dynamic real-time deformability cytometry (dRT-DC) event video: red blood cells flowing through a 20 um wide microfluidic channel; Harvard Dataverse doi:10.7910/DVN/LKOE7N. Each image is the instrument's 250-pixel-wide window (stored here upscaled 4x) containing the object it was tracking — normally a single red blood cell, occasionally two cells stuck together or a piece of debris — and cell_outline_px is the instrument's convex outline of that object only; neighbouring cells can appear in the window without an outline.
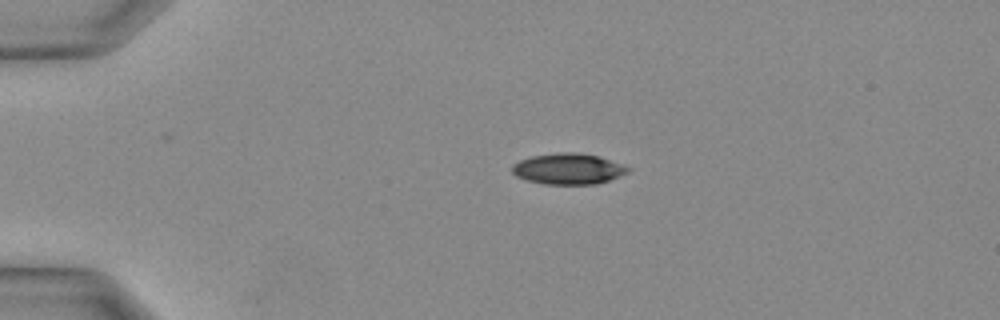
{"species": "Egyptian fruit bat (a non-hibernating species)", "species_latin": "Rousettus aegyptiacus", "temperature_condition": "warm", "stored_images_in_passage": 26, "camera_frame_rate_fps": 3000, "um_per_image_px": 0.085, "animal": {"sex": "female"}, "frame": {"image": 1, "passage_image": 1, "time_ms": 0.0, "image_size_px": [1000, 320], "cell_outline_px": [[632, 168], [628, 172], [608, 180], [596, 184], [544, 184], [528, 180], [516, 176], [512, 172], [512, 164], [520, 160], [532, 156], [560, 152], [576, 152], [596, 156], [624, 164]], "centroid_in_image_um": [48.3, 14.35], "position_along_channel_um": 36.7, "area_um2": 20.75}}
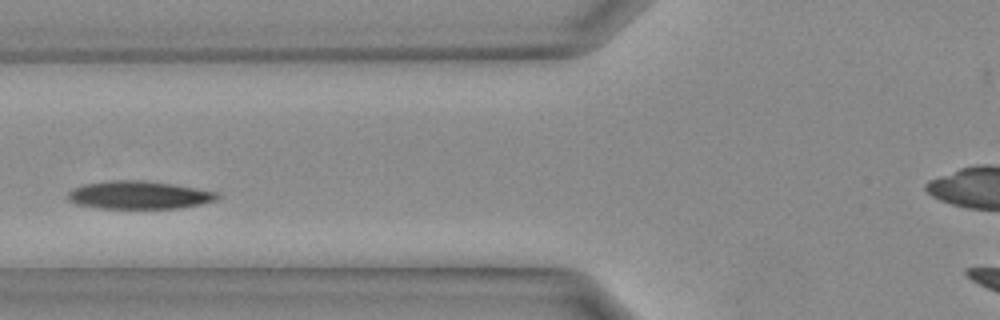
{"frame": {"image": 2, "passage_image": 8, "time_ms": 2.333, "image_size_px": [1000, 320], "cell_outline_px": [[220, 196], [216, 200], [200, 204], [180, 208], [100, 208], [76, 204], [68, 200], [68, 192], [72, 188], [84, 184], [108, 180], [144, 180], [172, 184], [220, 192]], "centroid_in_image_um": [11.81, 16.57], "position_along_channel_um": 114.0, "area_um2": 24.45}}
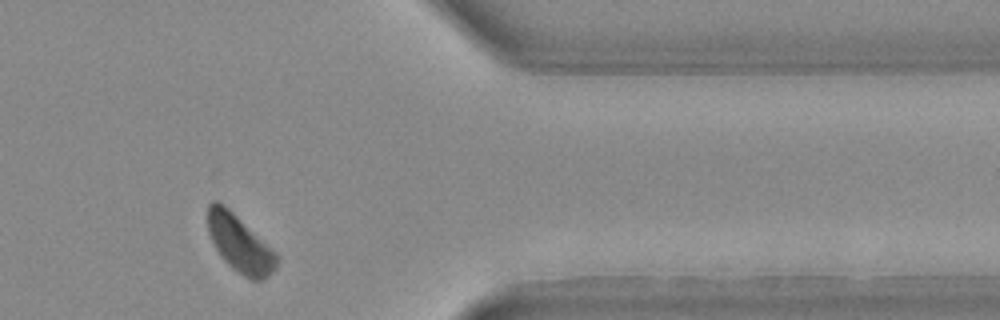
{"frame": {"image": 3, "passage_image": 23, "time_ms": 7.333, "image_size_px": [1000, 320], "cell_outline_px": [[280, 260], [276, 268], [264, 280], [252, 280], [236, 272], [220, 256], [208, 232], [208, 204], [212, 200], [216, 200], [224, 204], [276, 252], [280, 256]], "centroid_in_image_um": [20.4, 20.73], "position_along_channel_um": 391.0, "area_um2": 22.95}}